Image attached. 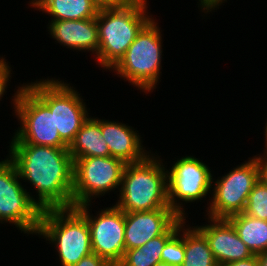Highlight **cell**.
I'll use <instances>...</instances> for the list:
<instances>
[{"label": "cell", "instance_id": "cell-1", "mask_svg": "<svg viewBox=\"0 0 267 266\" xmlns=\"http://www.w3.org/2000/svg\"><path fill=\"white\" fill-rule=\"evenodd\" d=\"M8 147V158L22 182L36 190L32 200L42 211L73 207V160L68 148L33 144Z\"/></svg>", "mask_w": 267, "mask_h": 266}, {"label": "cell", "instance_id": "cell-2", "mask_svg": "<svg viewBox=\"0 0 267 266\" xmlns=\"http://www.w3.org/2000/svg\"><path fill=\"white\" fill-rule=\"evenodd\" d=\"M148 6L149 1L136 0L125 6L99 9L96 17L99 47L95 59L102 69L110 71L153 18Z\"/></svg>", "mask_w": 267, "mask_h": 266}, {"label": "cell", "instance_id": "cell-3", "mask_svg": "<svg viewBox=\"0 0 267 266\" xmlns=\"http://www.w3.org/2000/svg\"><path fill=\"white\" fill-rule=\"evenodd\" d=\"M153 151L143 160L126 164L115 205L124 212L170 208L167 165Z\"/></svg>", "mask_w": 267, "mask_h": 266}, {"label": "cell", "instance_id": "cell-4", "mask_svg": "<svg viewBox=\"0 0 267 266\" xmlns=\"http://www.w3.org/2000/svg\"><path fill=\"white\" fill-rule=\"evenodd\" d=\"M154 17L142 28L124 56L110 70L140 92L152 93L162 75V30Z\"/></svg>", "mask_w": 267, "mask_h": 266}, {"label": "cell", "instance_id": "cell-5", "mask_svg": "<svg viewBox=\"0 0 267 266\" xmlns=\"http://www.w3.org/2000/svg\"><path fill=\"white\" fill-rule=\"evenodd\" d=\"M37 236L54 246L61 266L93 253L87 219L75 207L43 210Z\"/></svg>", "mask_w": 267, "mask_h": 266}, {"label": "cell", "instance_id": "cell-6", "mask_svg": "<svg viewBox=\"0 0 267 266\" xmlns=\"http://www.w3.org/2000/svg\"><path fill=\"white\" fill-rule=\"evenodd\" d=\"M10 97L20 127L15 129L9 144H33L68 148L55 128L54 111L23 82Z\"/></svg>", "mask_w": 267, "mask_h": 266}, {"label": "cell", "instance_id": "cell-7", "mask_svg": "<svg viewBox=\"0 0 267 266\" xmlns=\"http://www.w3.org/2000/svg\"><path fill=\"white\" fill-rule=\"evenodd\" d=\"M40 80V81H38ZM25 83L49 108L54 111L55 128L68 145L90 116L84 97L64 80L48 77Z\"/></svg>", "mask_w": 267, "mask_h": 266}, {"label": "cell", "instance_id": "cell-8", "mask_svg": "<svg viewBox=\"0 0 267 266\" xmlns=\"http://www.w3.org/2000/svg\"><path fill=\"white\" fill-rule=\"evenodd\" d=\"M21 181L14 163L6 155L0 161V223L12 224L27 236L37 235L42 210Z\"/></svg>", "mask_w": 267, "mask_h": 266}, {"label": "cell", "instance_id": "cell-9", "mask_svg": "<svg viewBox=\"0 0 267 266\" xmlns=\"http://www.w3.org/2000/svg\"><path fill=\"white\" fill-rule=\"evenodd\" d=\"M240 165L232 168L225 175L212 179L211 197L207 215L213 219H227L228 217L242 213L246 207L249 193L259 181V166L255 156L249 157Z\"/></svg>", "mask_w": 267, "mask_h": 266}, {"label": "cell", "instance_id": "cell-10", "mask_svg": "<svg viewBox=\"0 0 267 266\" xmlns=\"http://www.w3.org/2000/svg\"><path fill=\"white\" fill-rule=\"evenodd\" d=\"M125 163L112 156L73 160V207L120 190Z\"/></svg>", "mask_w": 267, "mask_h": 266}, {"label": "cell", "instance_id": "cell-11", "mask_svg": "<svg viewBox=\"0 0 267 266\" xmlns=\"http://www.w3.org/2000/svg\"><path fill=\"white\" fill-rule=\"evenodd\" d=\"M169 167H171L167 169L169 207L179 217L186 219L188 213H185V204L201 202L209 194L211 195L214 174L203 159L200 160L193 155L176 158Z\"/></svg>", "mask_w": 267, "mask_h": 266}, {"label": "cell", "instance_id": "cell-12", "mask_svg": "<svg viewBox=\"0 0 267 266\" xmlns=\"http://www.w3.org/2000/svg\"><path fill=\"white\" fill-rule=\"evenodd\" d=\"M90 207L92 208V204L86 203L75 208L87 219L92 252L112 266H117L126 252L125 212L112 204L110 207L101 208V211H96L93 215Z\"/></svg>", "mask_w": 267, "mask_h": 266}, {"label": "cell", "instance_id": "cell-13", "mask_svg": "<svg viewBox=\"0 0 267 266\" xmlns=\"http://www.w3.org/2000/svg\"><path fill=\"white\" fill-rule=\"evenodd\" d=\"M180 217L171 208L125 212V248H139L163 235Z\"/></svg>", "mask_w": 267, "mask_h": 266}, {"label": "cell", "instance_id": "cell-14", "mask_svg": "<svg viewBox=\"0 0 267 266\" xmlns=\"http://www.w3.org/2000/svg\"><path fill=\"white\" fill-rule=\"evenodd\" d=\"M205 219H208V224H197L196 227L206 237L218 266L253 256L227 219Z\"/></svg>", "mask_w": 267, "mask_h": 266}, {"label": "cell", "instance_id": "cell-15", "mask_svg": "<svg viewBox=\"0 0 267 266\" xmlns=\"http://www.w3.org/2000/svg\"><path fill=\"white\" fill-rule=\"evenodd\" d=\"M51 39L73 51L91 52L97 55L99 47L98 27L95 18L82 20H49L47 25Z\"/></svg>", "mask_w": 267, "mask_h": 266}, {"label": "cell", "instance_id": "cell-16", "mask_svg": "<svg viewBox=\"0 0 267 266\" xmlns=\"http://www.w3.org/2000/svg\"><path fill=\"white\" fill-rule=\"evenodd\" d=\"M99 125L110 156L122 160L125 164L143 160L151 150L143 147L142 135L132 126L118 121L99 118Z\"/></svg>", "mask_w": 267, "mask_h": 266}, {"label": "cell", "instance_id": "cell-17", "mask_svg": "<svg viewBox=\"0 0 267 266\" xmlns=\"http://www.w3.org/2000/svg\"><path fill=\"white\" fill-rule=\"evenodd\" d=\"M72 160L86 157H109L110 151L99 125V118L89 116L68 147Z\"/></svg>", "mask_w": 267, "mask_h": 266}, {"label": "cell", "instance_id": "cell-18", "mask_svg": "<svg viewBox=\"0 0 267 266\" xmlns=\"http://www.w3.org/2000/svg\"><path fill=\"white\" fill-rule=\"evenodd\" d=\"M185 220L180 217L163 235L154 237L139 248L126 250L117 266H154L160 263L166 242L178 231Z\"/></svg>", "mask_w": 267, "mask_h": 266}, {"label": "cell", "instance_id": "cell-19", "mask_svg": "<svg viewBox=\"0 0 267 266\" xmlns=\"http://www.w3.org/2000/svg\"><path fill=\"white\" fill-rule=\"evenodd\" d=\"M227 220L253 255L267 251V221L246 214L232 215Z\"/></svg>", "mask_w": 267, "mask_h": 266}, {"label": "cell", "instance_id": "cell-20", "mask_svg": "<svg viewBox=\"0 0 267 266\" xmlns=\"http://www.w3.org/2000/svg\"><path fill=\"white\" fill-rule=\"evenodd\" d=\"M38 10L50 20H82L97 17L99 7L93 0H47Z\"/></svg>", "mask_w": 267, "mask_h": 266}, {"label": "cell", "instance_id": "cell-21", "mask_svg": "<svg viewBox=\"0 0 267 266\" xmlns=\"http://www.w3.org/2000/svg\"><path fill=\"white\" fill-rule=\"evenodd\" d=\"M185 255L182 266H218L204 234L185 224Z\"/></svg>", "mask_w": 267, "mask_h": 266}, {"label": "cell", "instance_id": "cell-22", "mask_svg": "<svg viewBox=\"0 0 267 266\" xmlns=\"http://www.w3.org/2000/svg\"><path fill=\"white\" fill-rule=\"evenodd\" d=\"M185 223L179 226L178 231L166 242L161 254V262L174 266H182L185 255Z\"/></svg>", "mask_w": 267, "mask_h": 266}, {"label": "cell", "instance_id": "cell-23", "mask_svg": "<svg viewBox=\"0 0 267 266\" xmlns=\"http://www.w3.org/2000/svg\"><path fill=\"white\" fill-rule=\"evenodd\" d=\"M243 213L267 221V186L260 179L249 193Z\"/></svg>", "mask_w": 267, "mask_h": 266}, {"label": "cell", "instance_id": "cell-24", "mask_svg": "<svg viewBox=\"0 0 267 266\" xmlns=\"http://www.w3.org/2000/svg\"><path fill=\"white\" fill-rule=\"evenodd\" d=\"M6 57L0 56V101L3 99L8 86L10 85V80L12 78V69L10 62H6ZM10 65V66H9Z\"/></svg>", "mask_w": 267, "mask_h": 266}, {"label": "cell", "instance_id": "cell-25", "mask_svg": "<svg viewBox=\"0 0 267 266\" xmlns=\"http://www.w3.org/2000/svg\"><path fill=\"white\" fill-rule=\"evenodd\" d=\"M227 2V0H198V7L200 8V12L204 13L205 16L207 14H210L212 12H215V10L219 9L220 5H224L222 3Z\"/></svg>", "mask_w": 267, "mask_h": 266}, {"label": "cell", "instance_id": "cell-26", "mask_svg": "<svg viewBox=\"0 0 267 266\" xmlns=\"http://www.w3.org/2000/svg\"><path fill=\"white\" fill-rule=\"evenodd\" d=\"M74 266H112L105 259L101 258L97 254H90L84 258H82L77 264Z\"/></svg>", "mask_w": 267, "mask_h": 266}, {"label": "cell", "instance_id": "cell-27", "mask_svg": "<svg viewBox=\"0 0 267 266\" xmlns=\"http://www.w3.org/2000/svg\"><path fill=\"white\" fill-rule=\"evenodd\" d=\"M263 154L254 155L259 166V179L267 186V149L262 150Z\"/></svg>", "mask_w": 267, "mask_h": 266}, {"label": "cell", "instance_id": "cell-28", "mask_svg": "<svg viewBox=\"0 0 267 266\" xmlns=\"http://www.w3.org/2000/svg\"><path fill=\"white\" fill-rule=\"evenodd\" d=\"M136 0H93L100 8L120 7L133 3Z\"/></svg>", "mask_w": 267, "mask_h": 266}, {"label": "cell", "instance_id": "cell-29", "mask_svg": "<svg viewBox=\"0 0 267 266\" xmlns=\"http://www.w3.org/2000/svg\"><path fill=\"white\" fill-rule=\"evenodd\" d=\"M219 266H260V265H259L258 256L253 255L250 258L245 259V260L234 261V262L222 264Z\"/></svg>", "mask_w": 267, "mask_h": 266}, {"label": "cell", "instance_id": "cell-30", "mask_svg": "<svg viewBox=\"0 0 267 266\" xmlns=\"http://www.w3.org/2000/svg\"><path fill=\"white\" fill-rule=\"evenodd\" d=\"M47 0H30L29 1V6L31 8H34L35 10L38 11V9L46 2Z\"/></svg>", "mask_w": 267, "mask_h": 266}, {"label": "cell", "instance_id": "cell-31", "mask_svg": "<svg viewBox=\"0 0 267 266\" xmlns=\"http://www.w3.org/2000/svg\"><path fill=\"white\" fill-rule=\"evenodd\" d=\"M260 266H267V251L257 255Z\"/></svg>", "mask_w": 267, "mask_h": 266}, {"label": "cell", "instance_id": "cell-32", "mask_svg": "<svg viewBox=\"0 0 267 266\" xmlns=\"http://www.w3.org/2000/svg\"><path fill=\"white\" fill-rule=\"evenodd\" d=\"M264 136H265V141H264V143H265V148L267 149V121H266V123H265V126H264Z\"/></svg>", "mask_w": 267, "mask_h": 266}, {"label": "cell", "instance_id": "cell-33", "mask_svg": "<svg viewBox=\"0 0 267 266\" xmlns=\"http://www.w3.org/2000/svg\"><path fill=\"white\" fill-rule=\"evenodd\" d=\"M154 266H174V265H170V264H167V263L160 262V263H157Z\"/></svg>", "mask_w": 267, "mask_h": 266}]
</instances>
